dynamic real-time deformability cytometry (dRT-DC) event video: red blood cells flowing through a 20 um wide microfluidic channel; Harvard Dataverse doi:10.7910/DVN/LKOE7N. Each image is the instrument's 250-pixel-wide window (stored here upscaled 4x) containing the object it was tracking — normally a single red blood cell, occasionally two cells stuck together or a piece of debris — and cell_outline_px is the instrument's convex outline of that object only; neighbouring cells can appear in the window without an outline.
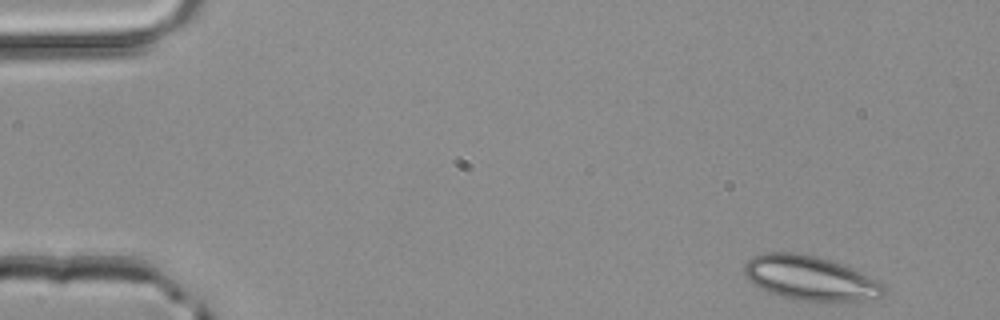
{"species": "common noctule bat (a hibernating species)", "species_latin": "Nyctalus noctula", "temperature_condition": "room temperature", "stored_images_in_passage": 3, "camera_frame_rate_fps": 3000, "um_per_image_px": 0.085, "animal": {"sex": "male", "body_mass_g": 20.4}, "frame": {"image": 1, "passage_image": 1, "time_ms": 0.0, "image_size_px": [1000, 320], "cell_outline_px": [[884, 296], [860, 300], [800, 300], [768, 292], [752, 284], [748, 280], [744, 272], [744, 264], [752, 256], [764, 252], [796, 252], [816, 256], [840, 264], [860, 272], [876, 280], [884, 288]], "centroid_in_image_um": [68.78, 23.61], "position_along_channel_um": 16.2, "area_um2": 35.43}}